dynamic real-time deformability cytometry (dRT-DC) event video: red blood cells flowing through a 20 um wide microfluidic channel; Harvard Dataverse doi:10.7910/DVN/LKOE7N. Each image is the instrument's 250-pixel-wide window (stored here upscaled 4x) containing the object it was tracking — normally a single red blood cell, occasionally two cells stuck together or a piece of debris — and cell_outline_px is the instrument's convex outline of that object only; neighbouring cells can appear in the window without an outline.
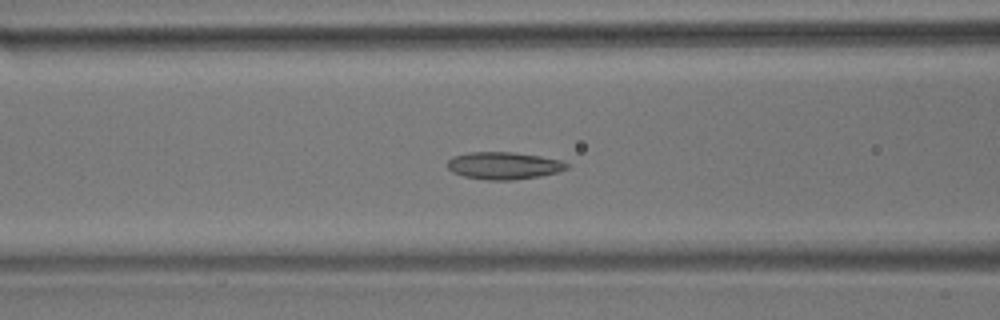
{"species": "common noctule bat (a hibernating species)", "species_latin": "Nyctalus noctula", "temperature_condition": "room temperature", "stored_images_in_passage": 55, "camera_frame_rate_fps": 3000, "um_per_image_px": 0.085, "animal": {"sex": "male", "body_mass_g": 17.9}, "frame": {"image": 1, "passage_image": 21, "time_ms": 6.667, "image_size_px": [1000, 320], "cell_outline_px": [[568, 168], [560, 172], [540, 176], [512, 180], [488, 180], [464, 176], [452, 172], [448, 168], [448, 160], [452, 156], [468, 152], [512, 152], [540, 156], [560, 160], [568, 164]], "centroid_in_image_um": [42.82, 14.08], "position_along_channel_um": 123.8, "area_um2": 19.02}}
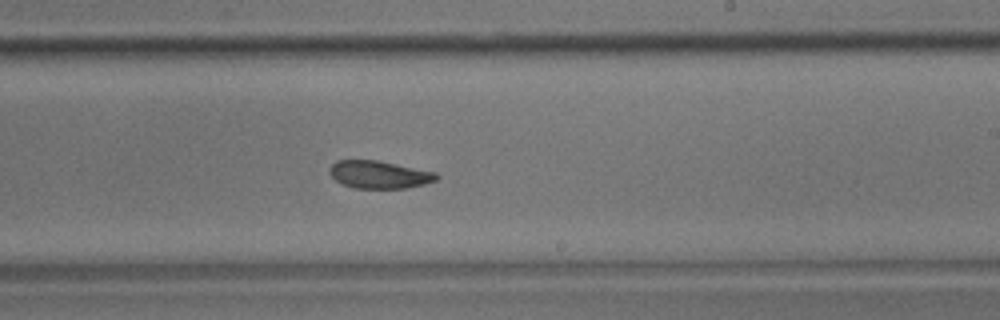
{"frame": {"image": 2, "passage_image": 32, "time_ms": 10.333, "image_size_px": [1000, 320], "cell_outline_px": [[440, 176], [436, 180], [424, 184], [408, 188], [352, 188], [340, 184], [332, 176], [332, 164], [336, 160], [376, 160], [436, 172]], "centroid_in_image_um": [32.26, 14.85], "position_along_channel_um": 256.7, "area_um2": 17.11}}
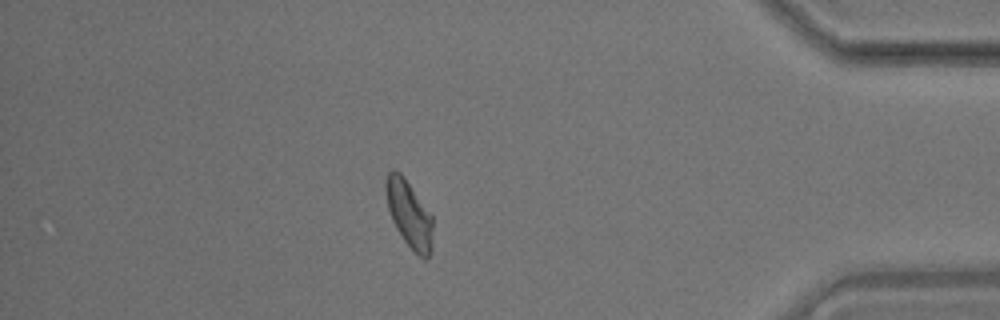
{"frame": {"image": 3, "passage_image": 47, "time_ms": 15.333, "image_size_px": [1000, 320], "cell_outline_px": [[432, 248], [428, 260], [424, 260], [404, 240], [396, 228], [392, 220], [388, 208], [384, 192], [384, 180], [388, 172], [392, 168], [396, 168], [404, 176], [432, 216]], "centroid_in_image_um": [34.74, 18.14], "position_along_channel_um": 400.5, "area_um2": 18.5}, "authors_computed_cell_mechanics": {"area_um2": 18.5538, "velocity_mm_per_s": 3.6331, "shape_relaxation_time_tau1_ms": 9.6806, "shape_relaxation_time_tau2_ms": 4.8594, "deformation_change_tau1": 0.1728, "deformation_change_tau2": 0.113}}